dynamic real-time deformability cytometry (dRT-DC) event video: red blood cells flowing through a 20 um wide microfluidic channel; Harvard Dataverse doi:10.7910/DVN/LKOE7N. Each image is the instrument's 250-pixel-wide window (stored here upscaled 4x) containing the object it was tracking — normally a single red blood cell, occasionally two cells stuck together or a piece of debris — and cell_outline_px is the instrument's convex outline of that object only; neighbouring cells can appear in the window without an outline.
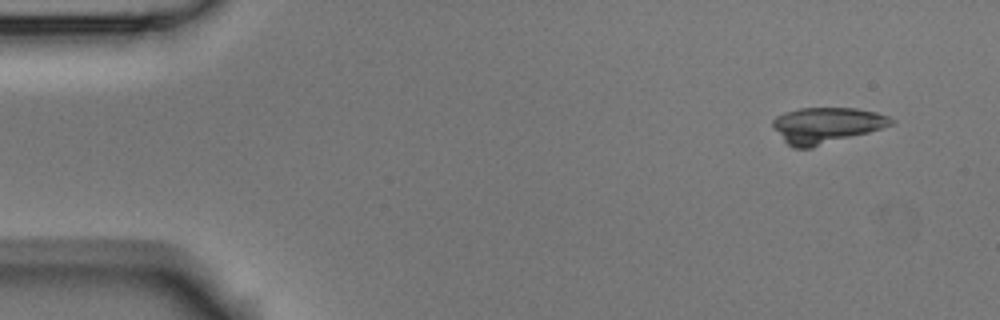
{"species": "Egyptian fruit bat (a non-hibernating species)", "species_latin": "Rousettus aegyptiacus", "temperature_condition": "room temperature", "stored_images_in_passage": 4, "camera_frame_rate_fps": 3000, "um_per_image_px": 0.085, "animal": {"sex": "male"}, "frame": {"image": 1, "passage_image": 1, "time_ms": 0.0, "image_size_px": [1000, 320], "cell_outline_px": [[896, 120], [892, 124], [868, 132], [812, 148], [792, 148], [784, 140], [772, 124], [772, 120], [776, 116], [784, 112], [800, 108], [856, 108], [876, 112], [888, 116]], "centroid_in_image_um": [70.23, 10.64], "position_along_channel_um": 14.8, "area_um2": 24.51}}
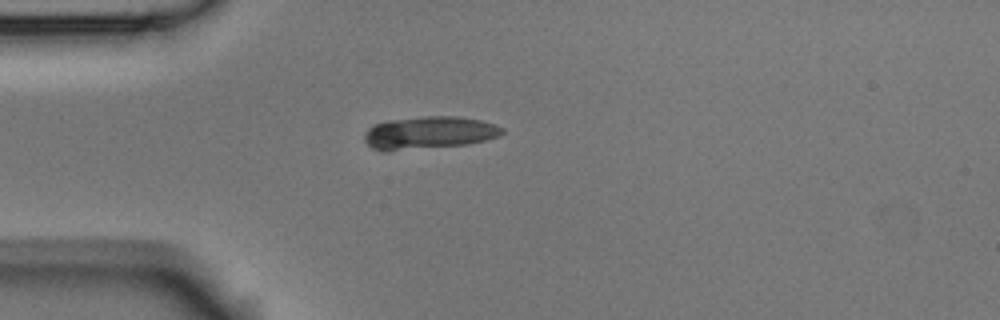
{"frame": {"image": 2, "passage_image": 4, "time_ms": 1.0, "image_size_px": [1000, 320], "cell_outline_px": [[504, 132], [496, 136], [484, 140], [468, 144], [388, 152], [380, 152], [372, 148], [364, 140], [364, 132], [368, 128], [376, 124], [388, 120], [424, 116], [456, 116], [480, 120], [504, 128]], "centroid_in_image_um": [36.4, 11.3], "position_along_channel_um": 48.6, "area_um2": 26.36}}